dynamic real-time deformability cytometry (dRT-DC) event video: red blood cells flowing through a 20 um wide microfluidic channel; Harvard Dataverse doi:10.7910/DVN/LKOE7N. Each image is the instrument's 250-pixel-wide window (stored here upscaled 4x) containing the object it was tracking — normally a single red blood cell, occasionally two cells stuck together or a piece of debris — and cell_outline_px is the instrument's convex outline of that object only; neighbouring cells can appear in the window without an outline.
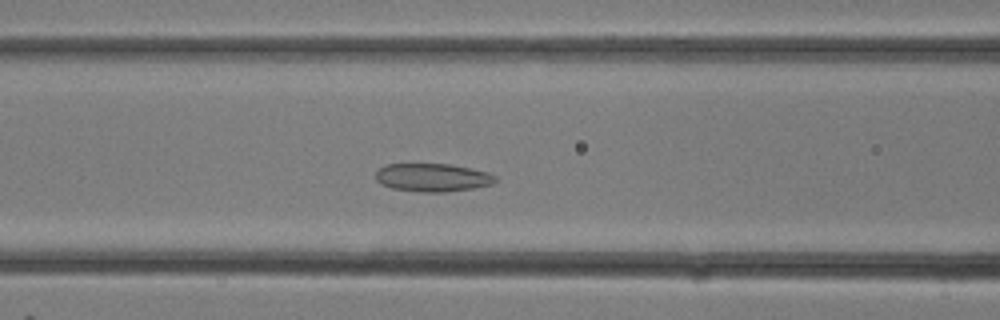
{"species": "common noctule bat (a hibernating species)", "species_latin": "Nyctalus noctula", "temperature_condition": "room temperature", "stored_images_in_passage": 12, "camera_frame_rate_fps": 3000, "um_per_image_px": 0.085, "animal": {"sex": "female"}, "frame": {"image": 1, "passage_image": 10, "time_ms": 3.0, "image_size_px": [1000, 320], "cell_outline_px": [[496, 180], [492, 184], [472, 188], [444, 192], [420, 192], [392, 188], [380, 184], [376, 180], [376, 172], [380, 168], [388, 164], [448, 164], [488, 172], [496, 176]], "centroid_in_image_um": [36.74, 15.09], "position_along_channel_um": 129.9, "area_um2": 19.48}}
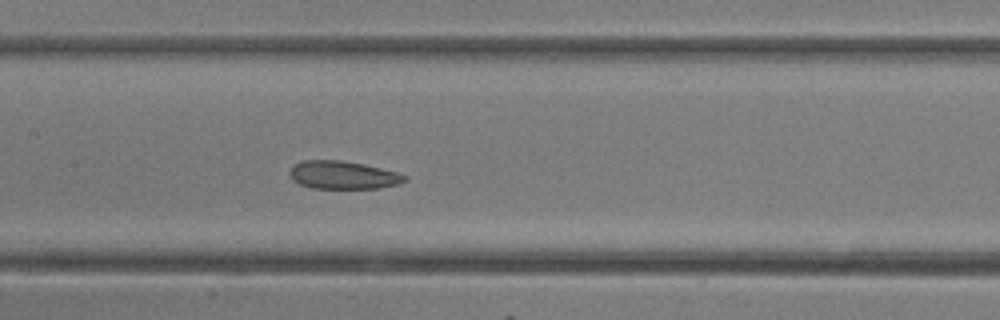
{"frame": {"image": 2, "passage_image": 12, "time_ms": 3.667, "image_size_px": [1000, 320], "cell_outline_px": [[408, 180], [400, 184], [380, 188], [312, 188], [300, 184], [292, 180], [288, 172], [292, 164], [304, 160], [340, 160], [364, 164], [400, 172], [408, 176]], "centroid_in_image_um": [29.18, 14.87], "position_along_channel_um": 178.2, "area_um2": 19.13}}